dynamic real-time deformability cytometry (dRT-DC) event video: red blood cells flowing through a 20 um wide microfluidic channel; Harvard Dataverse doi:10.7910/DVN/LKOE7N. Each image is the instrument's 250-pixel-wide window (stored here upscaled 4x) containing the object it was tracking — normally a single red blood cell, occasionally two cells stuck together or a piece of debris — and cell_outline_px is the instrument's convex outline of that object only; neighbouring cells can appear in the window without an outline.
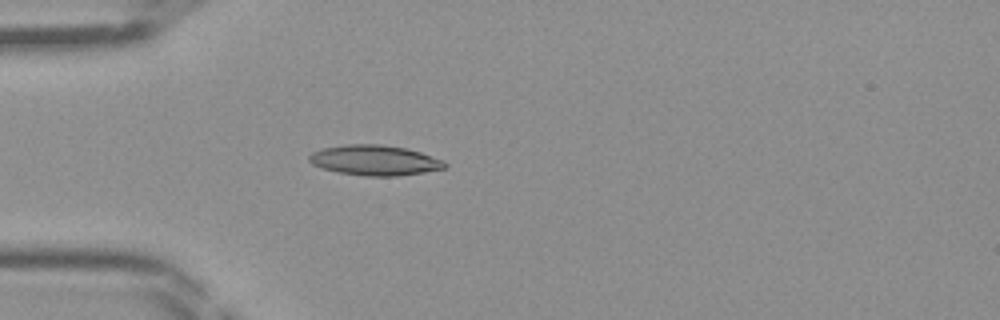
{"species": "Egyptian fruit bat (a non-hibernating species)", "species_latin": "Rousettus aegyptiacus", "temperature_condition": "room temperature", "stored_images_in_passage": 33, "camera_frame_rate_fps": 3000, "um_per_image_px": 0.085, "frame": {"image": 1, "passage_image": 1, "time_ms": 0.0, "image_size_px": [1000, 320], "cell_outline_px": [[448, 164], [444, 168], [424, 172], [396, 176], [364, 176], [340, 172], [324, 168], [312, 164], [308, 160], [308, 156], [312, 152], [324, 148], [348, 144], [380, 144], [408, 148], [444, 160]], "centroid_in_image_um": [31.87, 13.61], "position_along_channel_um": 53.1, "area_um2": 23.81}}
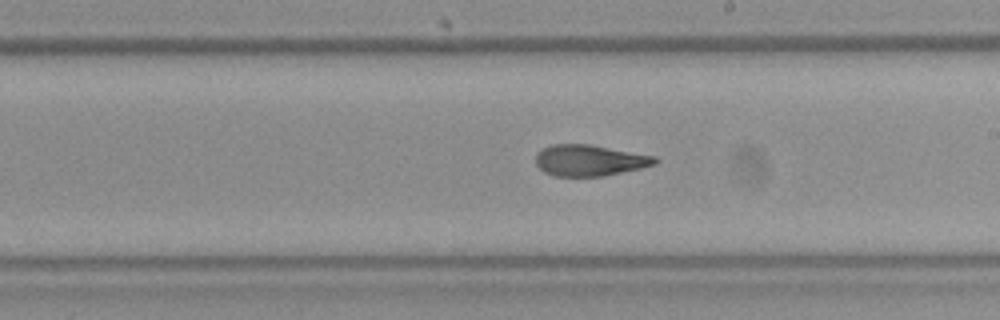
{"frame": {"image": 2, "passage_image": 14, "time_ms": 4.333, "image_size_px": [1000, 320], "cell_outline_px": [[660, 160], [656, 164], [640, 168], [604, 176], [552, 176], [544, 172], [536, 164], [536, 152], [552, 144], [588, 144], [656, 156]], "centroid_in_image_um": [50.11, 13.63], "position_along_channel_um": 238.9, "area_um2": 21.68}}
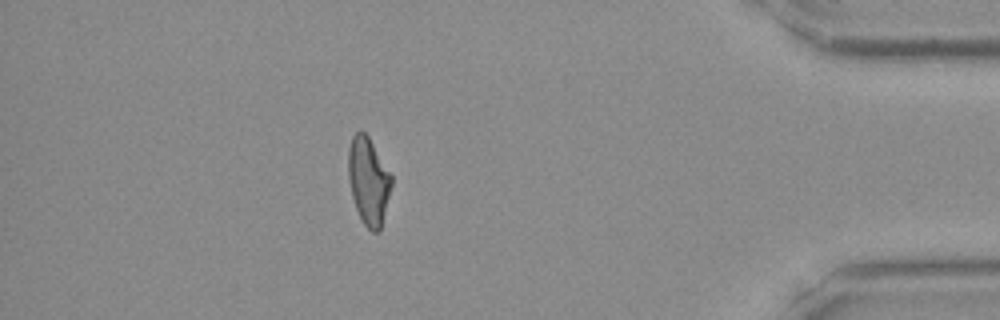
{"frame": {"image": 3, "passage_image": 28, "time_ms": 9.0, "image_size_px": [1000, 320], "cell_outline_px": [[392, 184], [380, 232], [372, 232], [364, 224], [356, 208], [352, 196], [348, 176], [348, 148], [352, 136], [356, 132], [364, 132], [368, 136], [392, 176]], "centroid_in_image_um": [31.32, 15.39], "position_along_channel_um": 403.9, "area_um2": 21.79}}